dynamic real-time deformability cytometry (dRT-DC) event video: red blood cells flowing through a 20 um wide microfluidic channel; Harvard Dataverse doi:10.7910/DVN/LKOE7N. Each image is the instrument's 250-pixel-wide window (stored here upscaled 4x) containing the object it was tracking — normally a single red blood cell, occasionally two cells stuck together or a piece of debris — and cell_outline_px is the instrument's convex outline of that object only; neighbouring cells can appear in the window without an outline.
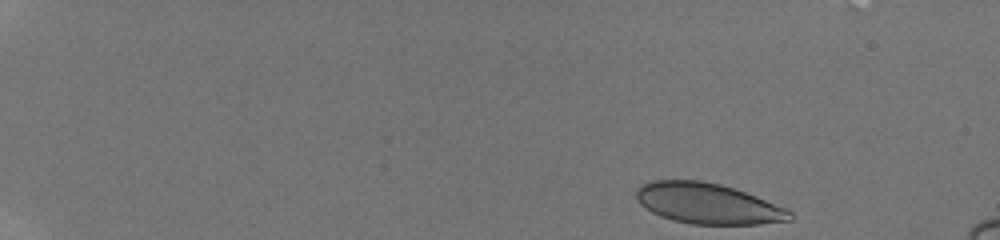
{"species": "human", "species_latin": "Homo sapiens", "temperature_condition": "room temperature", "stored_images_in_passage": 46, "camera_frame_rate_fps": 3000, "um_per_image_px": 0.085, "donor": {"sex": "male"}, "frame": {"image": 1, "passage_image": 1, "time_ms": 0.0, "image_size_px": [1000, 240], "cell_outline_px": [[792, 220], [760, 224], [692, 224], [672, 220], [660, 216], [652, 212], [640, 204], [636, 200], [636, 188], [640, 184], [652, 180], [704, 180], [720, 184], [756, 196], [788, 208], [792, 212]], "centroid_in_image_um": [60.15, 17.29], "position_along_channel_um": 24.9, "area_um2": 36.59}}
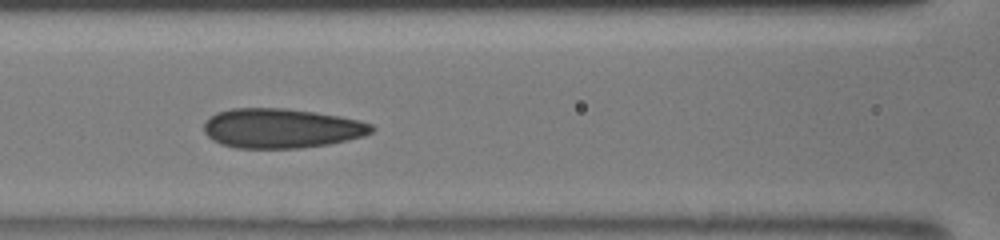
{"frame": {"image": 2, "passage_image": 20, "time_ms": 6.333, "image_size_px": [1000, 240], "cell_outline_px": [[376, 128], [372, 132], [364, 136], [348, 140], [328, 144], [300, 148], [236, 148], [220, 144], [212, 140], [204, 132], [204, 120], [216, 112], [232, 108], [288, 108], [316, 112], [340, 116], [360, 120], [372, 124]], "centroid_in_image_um": [23.91, 10.9], "position_along_channel_um": 142.7, "area_um2": 39.13}}
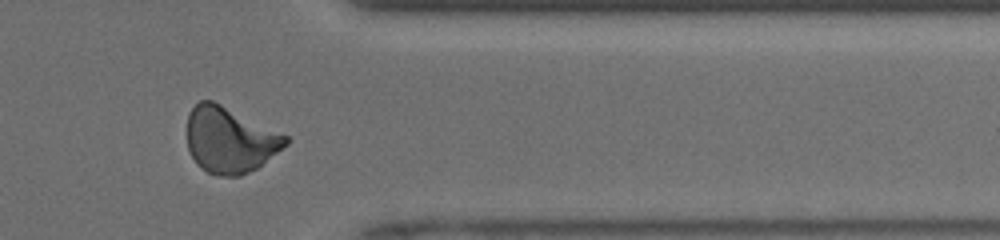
{"frame": {"image": 3, "passage_image": 38, "time_ms": 12.333, "image_size_px": [1000, 240], "cell_outline_px": [[288, 144], [256, 168], [240, 176], [216, 176], [200, 168], [196, 164], [188, 148], [188, 112], [200, 100], [212, 100], [288, 136]], "centroid_in_image_um": [19.51, 11.9], "position_along_channel_um": 391.9, "area_um2": 37.51}, "authors_computed_cell_mechanics": {"area_um2": 37.3388, "velocity_mm_per_s": 4.2174, "shape_relaxation_time_tau1_ms": null, "shape_relaxation_time_tau2_ms": 1.1356, "deformation_change_tau1": null, "deformation_change_tau2": 0.0552}}